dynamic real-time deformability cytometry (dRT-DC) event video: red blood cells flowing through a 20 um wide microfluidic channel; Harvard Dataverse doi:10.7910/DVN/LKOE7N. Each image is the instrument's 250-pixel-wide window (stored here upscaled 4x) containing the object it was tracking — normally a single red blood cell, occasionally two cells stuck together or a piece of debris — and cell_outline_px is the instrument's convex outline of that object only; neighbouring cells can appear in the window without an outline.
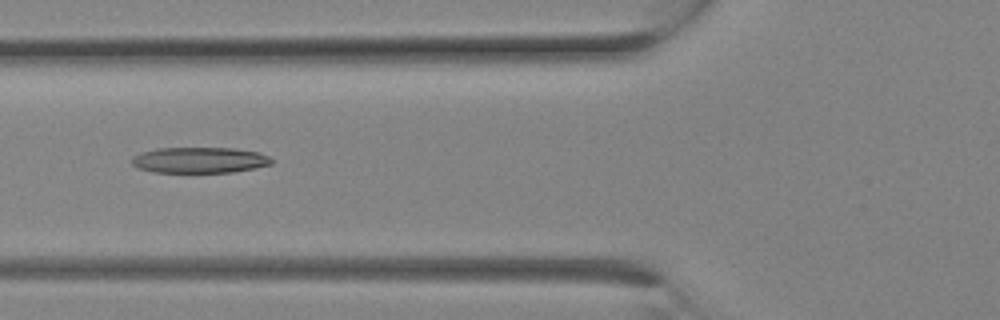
{"species": "Egyptian fruit bat (a non-hibernating species)", "species_latin": "Rousettus aegyptiacus", "temperature_condition": "room temperature", "stored_images_in_passage": 11, "camera_frame_rate_fps": 3000, "um_per_image_px": 0.085, "animal": {"sex": "female"}, "frame": {"image": 1, "passage_image": 10, "time_ms": 3.0, "image_size_px": [1000, 320], "cell_outline_px": [[272, 164], [232, 172], [152, 172], [136, 168], [132, 164], [132, 156], [140, 152], [156, 148], [236, 148], [260, 152], [268, 156], [272, 160]], "centroid_in_image_um": [16.92, 13.6], "position_along_channel_um": 108.9, "area_um2": 21.15}}